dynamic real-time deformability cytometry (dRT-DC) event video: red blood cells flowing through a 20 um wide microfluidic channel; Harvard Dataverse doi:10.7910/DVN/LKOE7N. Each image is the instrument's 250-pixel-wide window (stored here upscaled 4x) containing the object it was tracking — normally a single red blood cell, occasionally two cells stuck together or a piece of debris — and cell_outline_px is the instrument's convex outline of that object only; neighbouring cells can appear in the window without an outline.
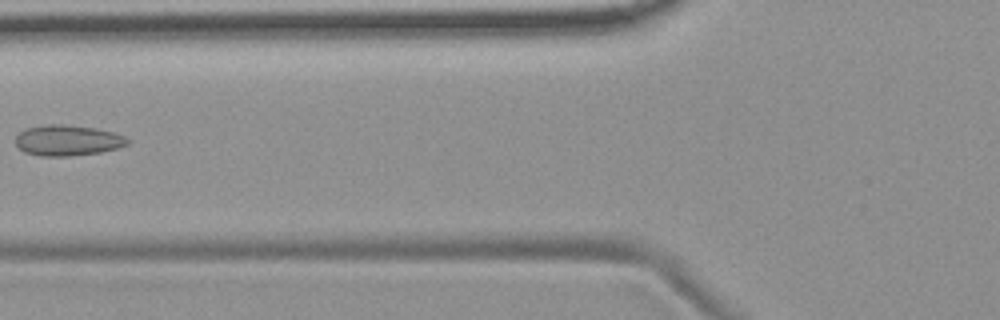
{"species": "common noctule bat (a hibernating species)", "species_latin": "Nyctalus noctula", "temperature_condition": "room temperature", "stored_images_in_passage": 7, "camera_frame_rate_fps": 3000, "um_per_image_px": 0.085, "animal": {"sex": "female", "body_mass_g": 19.9}, "frame": {"image": 1, "passage_image": 6, "time_ms": 6.667, "image_size_px": [1000, 320], "cell_outline_px": [[128, 144], [116, 148], [100, 152], [72, 156], [40, 156], [24, 152], [16, 144], [16, 136], [24, 128], [44, 124], [64, 124], [96, 128], [112, 132], [124, 136], [128, 140]], "centroid_in_image_um": [5.71, 11.92], "position_along_channel_um": 120.1, "area_um2": 20.06}}
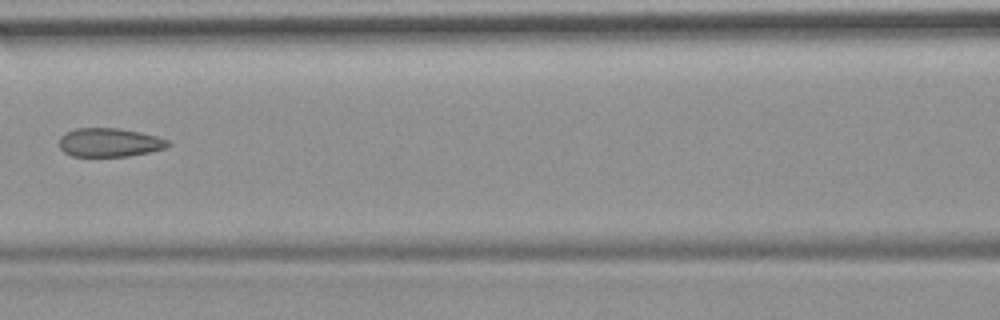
{"frame": {"image": 2, "passage_image": 7, "time_ms": 7.667, "image_size_px": [1000, 320], "cell_outline_px": [[172, 144], [164, 148], [148, 152], [128, 156], [72, 156], [64, 152], [60, 148], [60, 136], [76, 128], [120, 128], [140, 132], [156, 136], [168, 140]], "centroid_in_image_um": [9.31, 12.1], "position_along_channel_um": 157.3, "area_um2": 18.09}}